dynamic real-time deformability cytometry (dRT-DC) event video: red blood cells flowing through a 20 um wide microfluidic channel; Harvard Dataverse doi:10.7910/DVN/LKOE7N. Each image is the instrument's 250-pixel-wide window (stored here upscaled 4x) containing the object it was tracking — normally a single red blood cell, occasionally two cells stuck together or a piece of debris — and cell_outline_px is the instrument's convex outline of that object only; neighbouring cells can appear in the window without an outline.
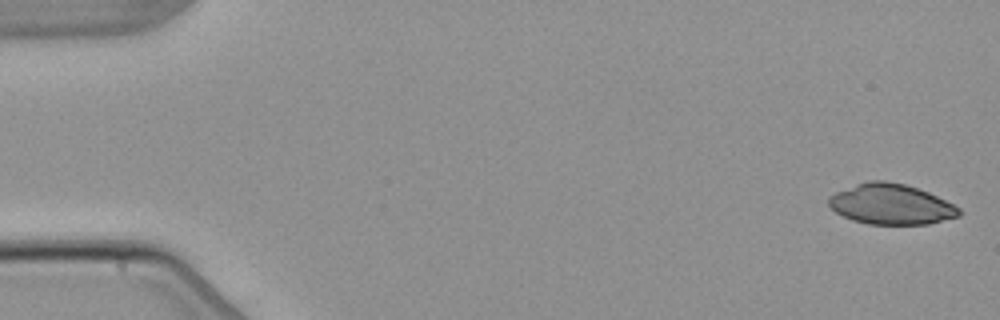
{"species": "common noctule bat (a hibernating species)", "species_latin": "Nyctalus noctula", "temperature_condition": "warm", "stored_images_in_passage": 5, "camera_frame_rate_fps": 3000, "um_per_image_px": 0.085, "animal": {"sex": "male", "body_mass_g": 21.5, "forearm_length_mm": 52.0}, "frame": {"image": 1, "passage_image": 1, "time_ms": 0.0, "image_size_px": [1000, 320], "cell_outline_px": [[964, 212], [960, 216], [928, 224], [868, 224], [852, 220], [836, 212], [828, 204], [828, 196], [836, 192], [856, 184], [868, 180], [884, 180], [904, 184], [928, 192], [960, 208]], "centroid_in_image_um": [75.74, 17.36], "position_along_channel_um": 9.3, "area_um2": 30.63}}